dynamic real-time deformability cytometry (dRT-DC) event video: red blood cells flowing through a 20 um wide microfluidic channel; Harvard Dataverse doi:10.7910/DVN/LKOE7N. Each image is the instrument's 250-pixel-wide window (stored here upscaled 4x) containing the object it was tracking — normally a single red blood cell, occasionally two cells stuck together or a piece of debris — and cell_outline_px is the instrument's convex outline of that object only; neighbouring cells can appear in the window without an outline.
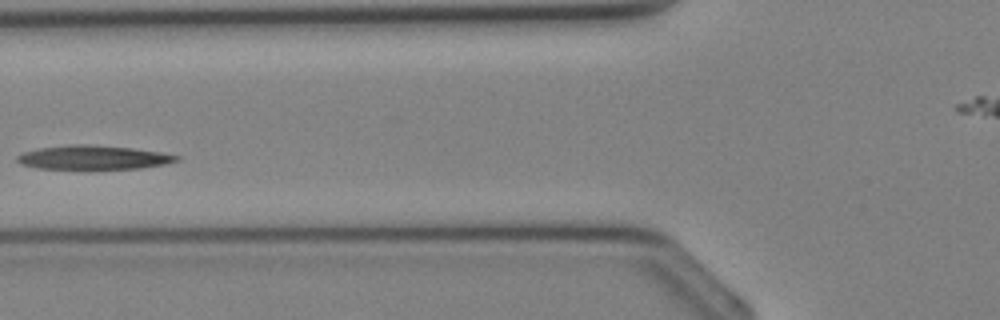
{"species": "Egyptian fruit bat (a non-hibernating species)", "species_latin": "Rousettus aegyptiacus", "temperature_condition": "cold", "stored_images_in_passage": 26, "camera_frame_rate_fps": 3000, "um_per_image_px": 0.085, "animal": {"sex": "female"}, "frame": {"image": 1, "passage_image": 5, "time_ms": 1.333, "image_size_px": [1000, 320], "cell_outline_px": [[180, 160], [164, 164], [140, 168], [36, 168], [20, 164], [16, 160], [16, 156], [24, 152], [40, 148], [72, 144], [88, 144], [132, 148], [160, 152], [180, 156]], "centroid_in_image_um": [7.92, 13.37], "position_along_channel_um": 117.9, "area_um2": 21.96}}
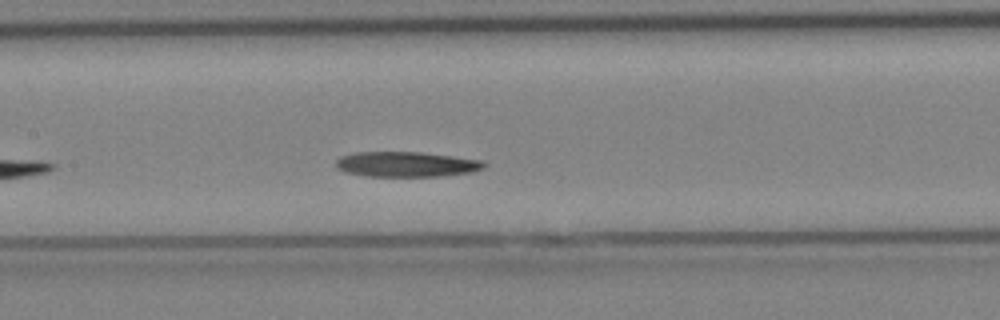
{"frame": {"image": 2, "passage_image": 8, "time_ms": 2.333, "image_size_px": [1000, 320], "cell_outline_px": [[488, 164], [484, 168], [472, 172], [440, 176], [364, 176], [344, 172], [336, 168], [336, 160], [340, 156], [356, 152], [420, 152], [484, 160]], "centroid_in_image_um": [34.54, 13.96], "position_along_channel_um": 172.9, "area_um2": 21.91}}